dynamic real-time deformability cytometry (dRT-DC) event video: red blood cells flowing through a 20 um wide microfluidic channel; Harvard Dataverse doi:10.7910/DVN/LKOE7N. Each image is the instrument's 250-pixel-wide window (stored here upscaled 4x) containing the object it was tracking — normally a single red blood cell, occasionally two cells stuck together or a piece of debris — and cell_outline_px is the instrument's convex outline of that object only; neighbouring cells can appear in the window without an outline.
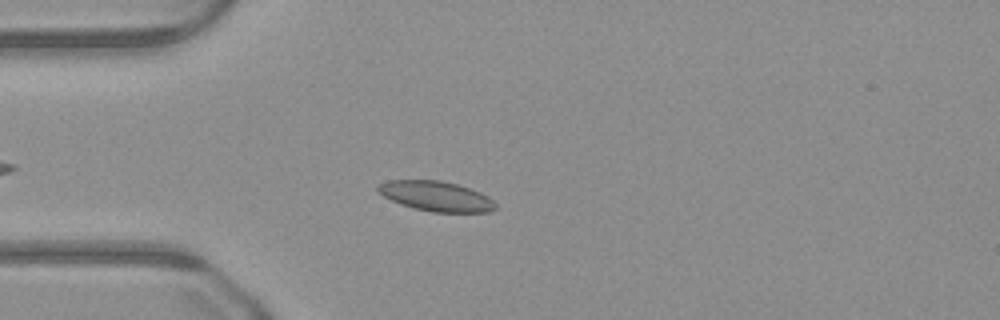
{"species": "common noctule bat (a hibernating species)", "species_latin": "Nyctalus noctula", "temperature_condition": "warm", "stored_images_in_passage": 35, "camera_frame_rate_fps": 3000, "um_per_image_px": 0.085, "animal": {"sex": "male", "body_mass_g": 23.1, "forearm_length_mm": 52.7}, "frame": {"image": 1, "passage_image": 9, "time_ms": 2.667, "image_size_px": [1000, 320], "cell_outline_px": [[496, 208], [488, 212], [432, 212], [412, 208], [400, 204], [376, 192], [376, 184], [388, 180], [440, 180], [456, 184], [480, 192], [488, 196], [496, 204]], "centroid_in_image_um": [37.02, 16.67], "position_along_channel_um": 48.0, "area_um2": 20.63}}
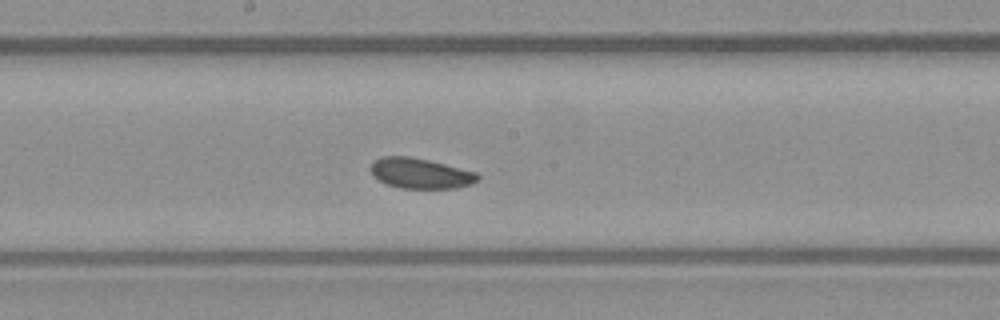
{"frame": {"image": 2, "passage_image": 22, "time_ms": 7.0, "image_size_px": [1000, 320], "cell_outline_px": [[480, 180], [472, 184], [456, 188], [400, 188], [388, 184], [372, 176], [372, 164], [376, 160], [384, 156], [412, 156], [476, 172], [480, 176]], "centroid_in_image_um": [35.78, 14.74], "position_along_channel_um": 212.4, "area_um2": 18.79}}
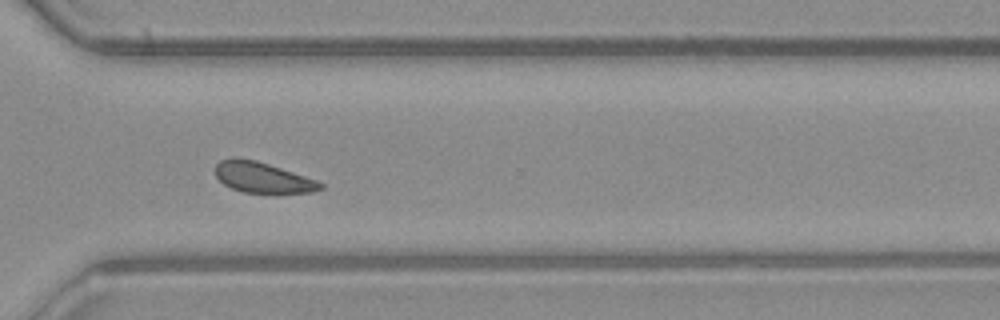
{"frame": {"image": 3, "passage_image": 32, "time_ms": 10.333, "image_size_px": [1000, 320], "cell_outline_px": [[324, 188], [312, 192], [272, 196], [244, 192], [232, 188], [224, 184], [216, 176], [216, 164], [220, 160], [232, 156], [256, 160], [316, 180], [324, 184]], "centroid_in_image_um": [22.34, 15.13], "position_along_channel_um": 348.3, "area_um2": 19.42}}